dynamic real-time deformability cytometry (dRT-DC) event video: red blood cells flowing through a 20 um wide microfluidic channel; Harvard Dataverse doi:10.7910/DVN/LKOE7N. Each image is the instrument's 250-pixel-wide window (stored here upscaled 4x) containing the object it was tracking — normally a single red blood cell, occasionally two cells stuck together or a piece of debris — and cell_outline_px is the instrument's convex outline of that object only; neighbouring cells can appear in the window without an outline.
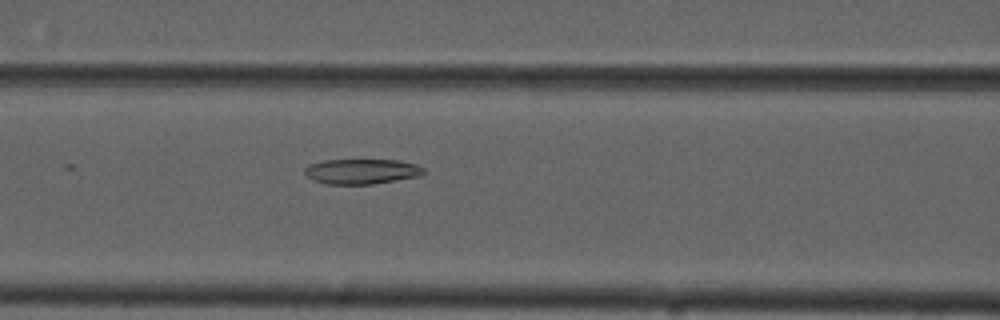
{"species": "common noctule bat (a hibernating species)", "species_latin": "Nyctalus noctula", "temperature_condition": "cold", "stored_images_in_passage": 26, "camera_frame_rate_fps": 3000, "um_per_image_px": 0.085, "animal": {"sex": "male", "forearm_length_mm": 52.5}, "frame": {"image": 1, "passage_image": 21, "time_ms": 6.667, "image_size_px": [1000, 320], "cell_outline_px": [[428, 172], [420, 176], [372, 184], [328, 184], [312, 180], [304, 172], [304, 168], [308, 164], [324, 160], [400, 160], [416, 164], [424, 168]], "centroid_in_image_um": [30.76, 14.56], "position_along_channel_um": 135.8, "area_um2": 17.57}}
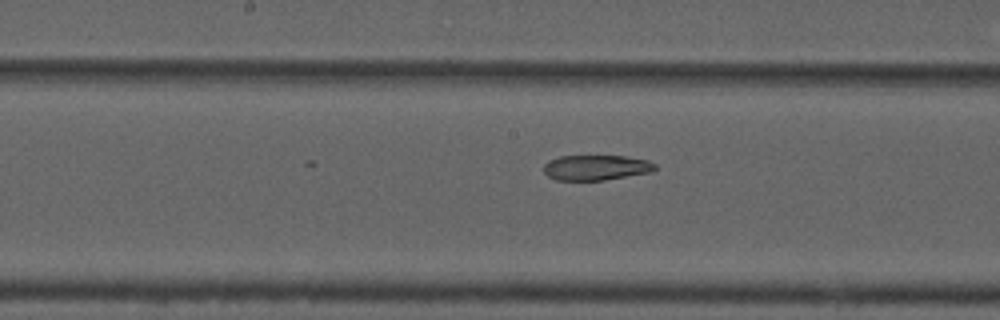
{"frame": {"image": 2, "passage_image": 26, "time_ms": 8.333, "image_size_px": [1000, 320], "cell_outline_px": [[656, 168], [652, 172], [604, 180], [556, 180], [548, 176], [544, 172], [544, 164], [560, 156], [628, 156], [648, 160], [656, 164]], "centroid_in_image_um": [50.7, 14.24], "position_along_channel_um": 197.5, "area_um2": 16.36}}